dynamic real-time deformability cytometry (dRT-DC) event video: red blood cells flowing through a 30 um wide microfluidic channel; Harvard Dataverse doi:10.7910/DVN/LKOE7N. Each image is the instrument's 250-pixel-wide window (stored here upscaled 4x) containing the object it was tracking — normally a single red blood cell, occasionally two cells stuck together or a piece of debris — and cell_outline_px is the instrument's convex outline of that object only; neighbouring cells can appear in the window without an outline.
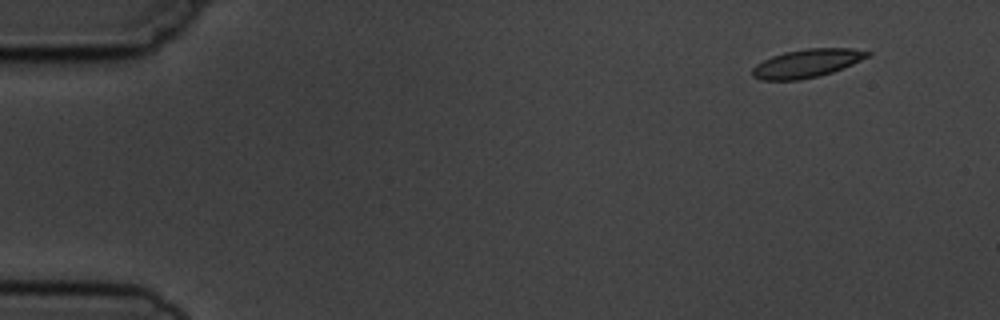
{"species": "common noctule bat (a hibernating species)", "species_latin": "Nyctalus noctula", "temperature_condition": "cold", "stored_images_in_passage": 4, "camera_frame_rate_fps": 3000, "um_per_image_px": 0.085, "animal": {"sex": "male", "body_mass_g": 19.5, "forearm_length_mm": 54.6}, "frame": {"image": 1, "passage_image": 1, "time_ms": 0.0, "image_size_px": [1000, 320], "cell_outline_px": [[872, 52], [868, 56], [852, 64], [832, 72], [820, 76], [800, 80], [760, 80], [752, 76], [752, 68], [756, 64], [772, 56], [784, 52], [804, 48], [852, 48]], "centroid_in_image_um": [68.55, 5.38], "position_along_channel_um": 16.4, "area_um2": 19.02}}